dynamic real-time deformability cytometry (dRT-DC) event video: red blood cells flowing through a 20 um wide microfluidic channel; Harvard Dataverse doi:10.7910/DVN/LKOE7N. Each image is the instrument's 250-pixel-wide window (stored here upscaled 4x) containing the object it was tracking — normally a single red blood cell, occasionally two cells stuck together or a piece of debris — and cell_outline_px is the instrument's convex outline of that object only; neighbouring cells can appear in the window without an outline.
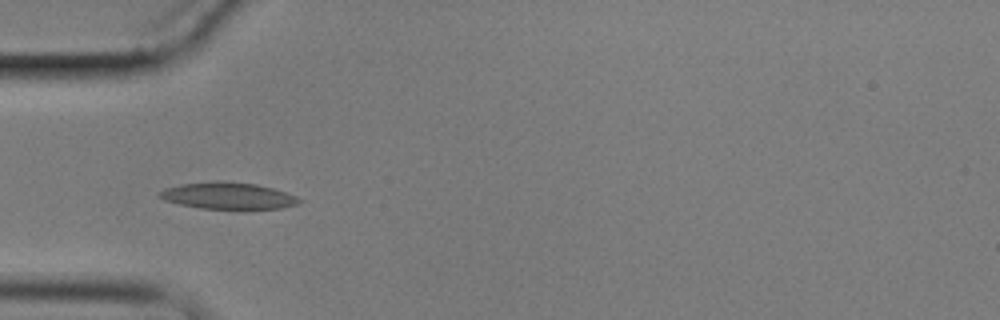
{"species": "common noctule bat (a hibernating species)", "species_latin": "Nyctalus noctula", "temperature_condition": "cold", "stored_images_in_passage": 11, "camera_frame_rate_fps": 3000, "um_per_image_px": 0.085, "animal": {"sex": "male", "body_mass_g": 17.9}, "frame": {"image": 1, "passage_image": 5, "time_ms": 5.333, "image_size_px": [1000, 320], "cell_outline_px": [[304, 200], [300, 204], [280, 208], [240, 212], [200, 208], [180, 204], [164, 200], [156, 192], [164, 188], [180, 184], [256, 184], [272, 188], [296, 196]], "centroid_in_image_um": [19.47, 16.74], "position_along_channel_um": 65.5, "area_um2": 21.68}}
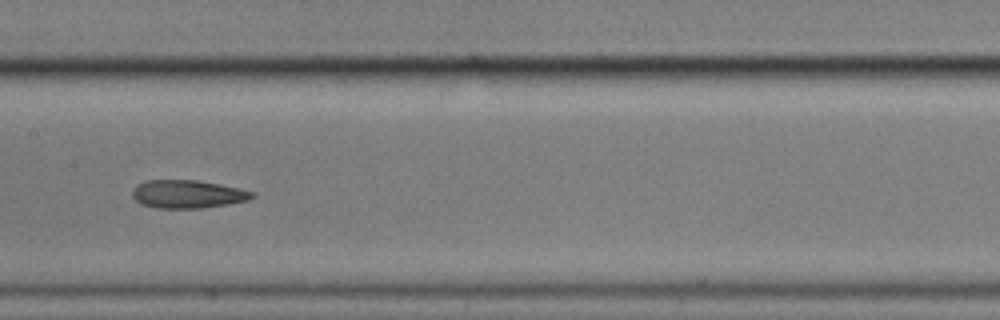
{"frame": {"image": 2, "passage_image": 8, "time_ms": 9.0, "image_size_px": [1000, 320], "cell_outline_px": [[256, 196], [248, 200], [228, 204], [204, 208], [156, 208], [140, 204], [132, 196], [132, 188], [136, 184], [148, 180], [200, 180], [220, 184], [256, 192]], "centroid_in_image_um": [15.95, 16.5], "position_along_channel_um": 191.5, "area_um2": 19.88}}
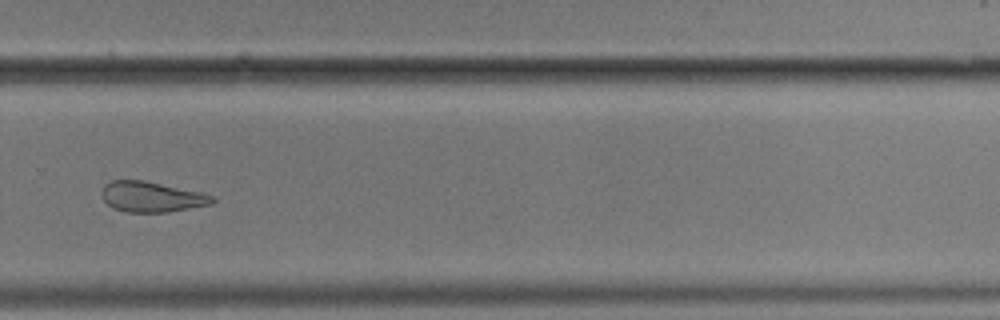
{"frame": {"image": 3, "passage_image": 11, "time_ms": 12.667, "image_size_px": [1000, 320], "cell_outline_px": [[216, 200], [208, 204], [168, 212], [124, 212], [112, 208], [100, 196], [100, 192], [104, 184], [112, 180], [144, 180], [200, 192], [212, 196]], "centroid_in_image_um": [12.8, 16.72], "position_along_channel_um": 317.0, "area_um2": 19.54}}